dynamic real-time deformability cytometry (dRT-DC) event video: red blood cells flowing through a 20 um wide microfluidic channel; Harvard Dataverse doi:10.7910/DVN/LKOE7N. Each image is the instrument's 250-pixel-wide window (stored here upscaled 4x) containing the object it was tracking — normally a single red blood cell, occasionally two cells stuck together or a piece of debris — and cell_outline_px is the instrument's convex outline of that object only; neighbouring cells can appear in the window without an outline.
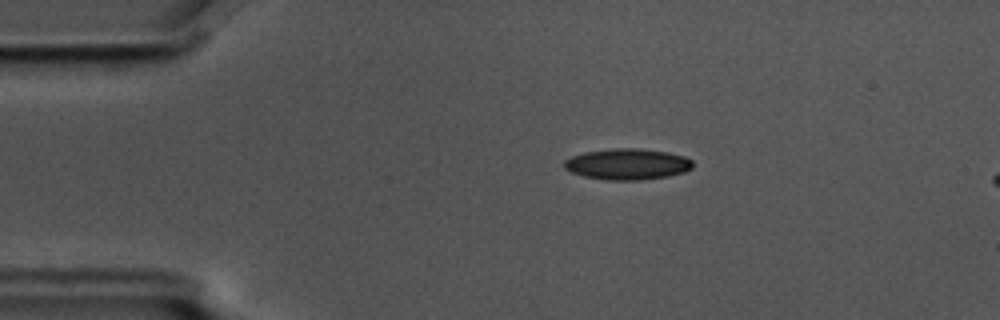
{"species": "common noctule bat (a hibernating species)", "species_latin": "Nyctalus noctula", "temperature_condition": "cold", "stored_images_in_passage": 6, "camera_frame_rate_fps": 3000, "um_per_image_px": 0.085, "animal": {"sex": "male", "body_mass_g": 17.5, "forearm_length_mm": 52.3}, "frame": {"image": 1, "passage_image": 6, "time_ms": 1.667, "image_size_px": [1000, 320], "cell_outline_px": [[692, 168], [684, 172], [668, 176], [640, 180], [608, 180], [584, 176], [572, 172], [564, 168], [564, 160], [572, 156], [584, 152], [616, 148], [640, 148], [668, 152], [684, 156], [692, 160]], "centroid_in_image_um": [53.34, 13.95], "position_along_channel_um": 31.7, "area_um2": 23.24}}